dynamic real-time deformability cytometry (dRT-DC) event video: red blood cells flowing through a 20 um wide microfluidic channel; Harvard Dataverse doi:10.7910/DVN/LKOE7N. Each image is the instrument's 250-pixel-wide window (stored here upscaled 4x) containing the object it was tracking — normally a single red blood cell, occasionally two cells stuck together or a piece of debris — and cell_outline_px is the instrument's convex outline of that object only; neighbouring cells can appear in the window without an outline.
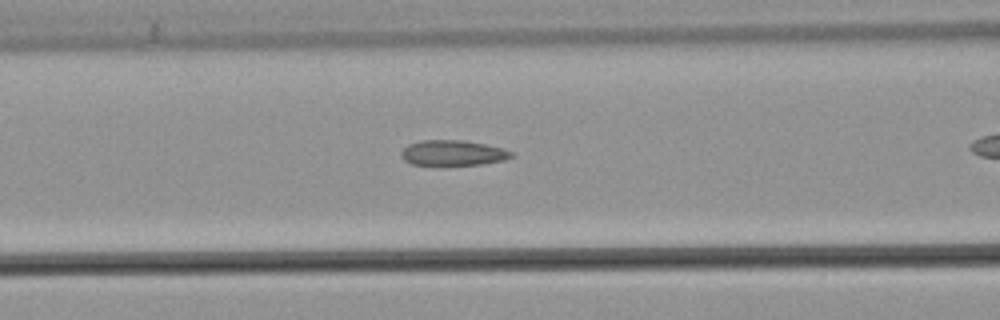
{"species": "common noctule bat (a hibernating species)", "species_latin": "Nyctalus noctula", "temperature_condition": "warm", "stored_images_in_passage": 30, "camera_frame_rate_fps": 3000, "um_per_image_px": 0.085, "animal": {"sex": "male", "body_mass_g": 21.5, "forearm_length_mm": 52.0}, "frame": {"image": 1, "passage_image": 9, "time_ms": 2.667, "image_size_px": [1000, 320], "cell_outline_px": [[516, 156], [504, 160], [480, 164], [412, 164], [404, 160], [400, 156], [400, 152], [408, 144], [420, 140], [464, 140], [484, 144], [516, 152]], "centroid_in_image_um": [38.51, 12.98], "position_along_channel_um": 128.1, "area_um2": 16.18}}